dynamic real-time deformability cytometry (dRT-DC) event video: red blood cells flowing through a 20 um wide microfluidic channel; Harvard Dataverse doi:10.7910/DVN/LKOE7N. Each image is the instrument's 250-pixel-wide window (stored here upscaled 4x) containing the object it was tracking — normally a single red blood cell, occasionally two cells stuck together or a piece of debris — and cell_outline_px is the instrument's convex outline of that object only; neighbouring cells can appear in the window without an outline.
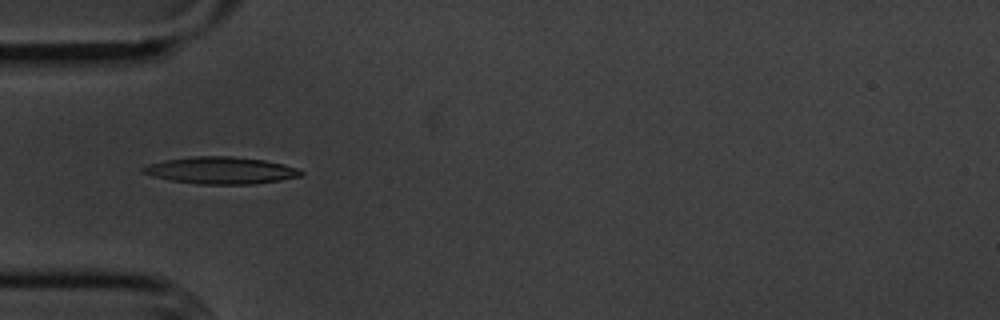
{"species": "common noctule bat (a hibernating species)", "species_latin": "Nyctalus noctula", "temperature_condition": "cold", "stored_images_in_passage": 4, "camera_frame_rate_fps": 3000, "um_per_image_px": 0.085, "animal": {"sex": "male", "body_mass_g": 20.1, "forearm_length_mm": 53.5}, "frame": {"image": 1, "passage_image": 4, "time_ms": 3.333, "image_size_px": [1000, 320], "cell_outline_px": [[304, 172], [300, 176], [280, 180], [252, 184], [196, 184], [172, 180], [152, 176], [140, 172], [140, 168], [148, 164], [164, 160], [192, 156], [232, 156], [264, 160], [284, 164], [296, 168]], "centroid_in_image_um": [18.73, 14.48], "position_along_channel_um": 66.3, "area_um2": 24.85}}